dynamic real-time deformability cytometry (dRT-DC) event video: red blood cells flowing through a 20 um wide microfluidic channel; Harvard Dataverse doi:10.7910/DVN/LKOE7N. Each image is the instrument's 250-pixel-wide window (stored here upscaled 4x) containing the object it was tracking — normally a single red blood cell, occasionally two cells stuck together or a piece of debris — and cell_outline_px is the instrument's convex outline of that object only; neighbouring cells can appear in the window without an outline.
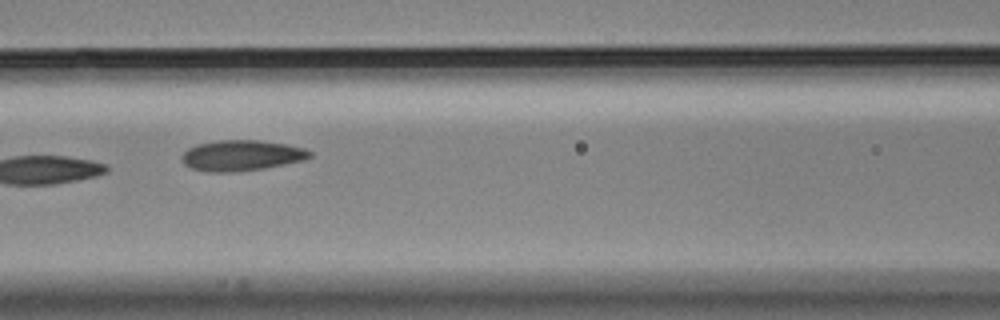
{"species": "Egyptian fruit bat (a non-hibernating species)", "species_latin": "Rousettus aegyptiacus", "temperature_condition": "cold", "stored_images_in_passage": 7, "camera_frame_rate_fps": 3000, "um_per_image_px": 0.085, "animal": {"sex": "male"}, "frame": {"image": 1, "passage_image": 4, "time_ms": 1.0, "image_size_px": [1000, 320], "cell_outline_px": [[312, 156], [304, 160], [264, 168], [232, 172], [208, 172], [192, 168], [184, 164], [180, 156], [188, 148], [196, 144], [216, 140], [260, 140], [288, 144], [304, 148], [312, 152]], "centroid_in_image_um": [20.52, 13.2], "position_along_channel_um": 146.1, "area_um2": 23.0}}
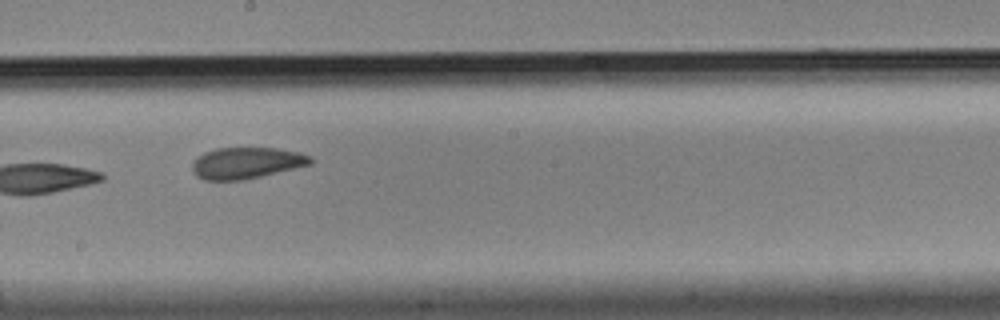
{"frame": {"image": 2, "passage_image": 6, "time_ms": 1.667, "image_size_px": [1000, 320], "cell_outline_px": [[312, 164], [244, 180], [204, 180], [196, 176], [192, 172], [192, 164], [204, 152], [216, 148], [276, 148], [300, 152], [312, 156]], "centroid_in_image_um": [20.96, 13.85], "position_along_channel_um": 227.2, "area_um2": 21.62}}
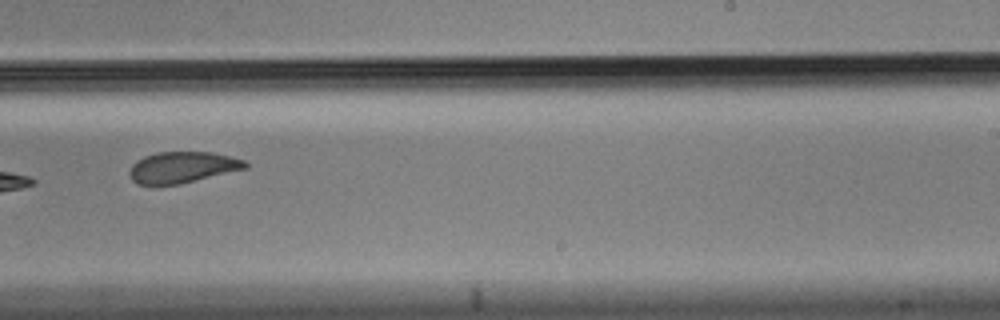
{"frame": {"image": 3, "passage_image": 7, "time_ms": 2.0, "image_size_px": [1000, 320], "cell_outline_px": [[248, 168], [180, 184], [152, 188], [136, 184], [132, 180], [128, 172], [132, 164], [136, 160], [144, 156], [156, 152], [212, 152], [244, 160], [248, 164]], "centroid_in_image_um": [15.42, 14.26], "position_along_channel_um": 273.6, "area_um2": 21.68}}